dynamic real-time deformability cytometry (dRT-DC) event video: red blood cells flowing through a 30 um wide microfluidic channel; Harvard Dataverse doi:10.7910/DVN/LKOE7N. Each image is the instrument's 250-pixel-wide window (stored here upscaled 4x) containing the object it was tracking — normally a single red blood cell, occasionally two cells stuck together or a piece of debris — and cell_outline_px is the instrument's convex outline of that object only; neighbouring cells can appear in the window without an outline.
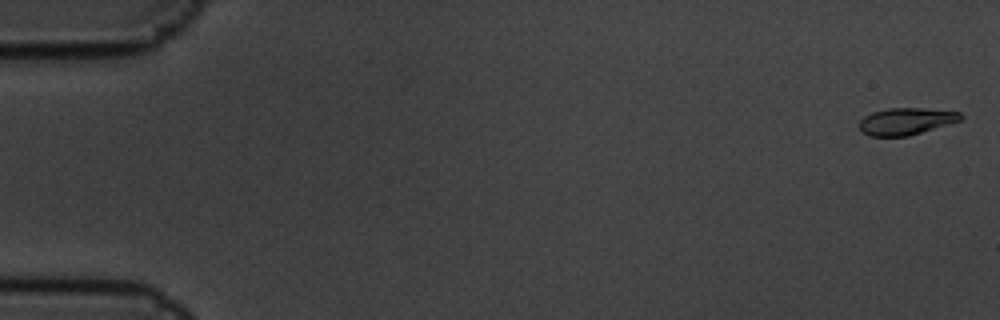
{"species": "common noctule bat (a hibernating species)", "species_latin": "Nyctalus noctula", "temperature_condition": "cold", "stored_images_in_passage": 5, "camera_frame_rate_fps": 3000, "um_per_image_px": 0.085, "animal": {"sex": "male", "body_mass_g": 19.5, "forearm_length_mm": 54.6}, "frame": {"image": 1, "passage_image": 1, "time_ms": 0.0, "image_size_px": [1000, 320], "cell_outline_px": [[964, 116], [960, 120], [948, 124], [908, 136], [868, 136], [860, 128], [860, 120], [864, 116], [872, 112], [888, 108], [924, 108], [960, 112]], "centroid_in_image_um": [77.01, 10.3], "position_along_channel_um": 8.0, "area_um2": 15.78}}